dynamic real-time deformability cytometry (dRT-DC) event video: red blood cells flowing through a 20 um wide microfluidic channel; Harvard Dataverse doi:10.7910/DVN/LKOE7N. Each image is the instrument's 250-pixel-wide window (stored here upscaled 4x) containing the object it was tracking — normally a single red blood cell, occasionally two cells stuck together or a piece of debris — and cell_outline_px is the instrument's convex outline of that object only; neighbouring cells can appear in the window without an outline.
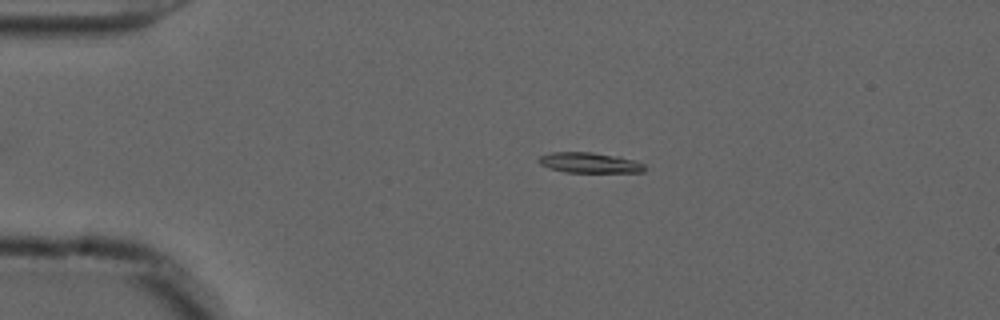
{"species": "common noctule bat (a hibernating species)", "species_latin": "Nyctalus noctula", "temperature_condition": "cold", "stored_images_in_passage": 54, "camera_frame_rate_fps": 3000, "um_per_image_px": 0.085, "animal": {"sex": "male", "forearm_length_mm": 52.5}, "frame": {"image": 1, "passage_image": 11, "time_ms": 3.333, "image_size_px": [1000, 320], "cell_outline_px": [[648, 168], [644, 172], [564, 172], [548, 168], [540, 164], [536, 160], [540, 156], [552, 152], [592, 152], [620, 156], [636, 160], [644, 164]], "centroid_in_image_um": [50.14, 13.83], "position_along_channel_um": 34.9, "area_um2": 12.83}}
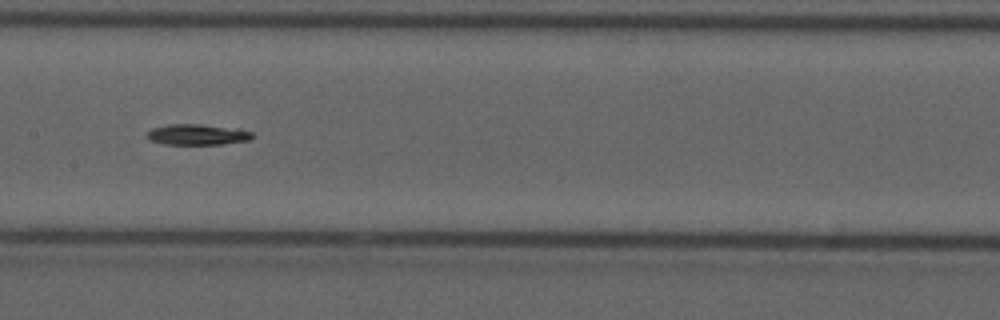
{"frame": {"image": 2, "passage_image": 27, "time_ms": 8.667, "image_size_px": [1000, 320], "cell_outline_px": [[252, 136], [248, 140], [220, 144], [164, 144], [148, 140], [144, 136], [152, 128], [168, 124], [200, 124], [240, 128], [252, 132]], "centroid_in_image_um": [16.73, 11.43], "position_along_channel_um": 190.7, "area_um2": 12.83}}
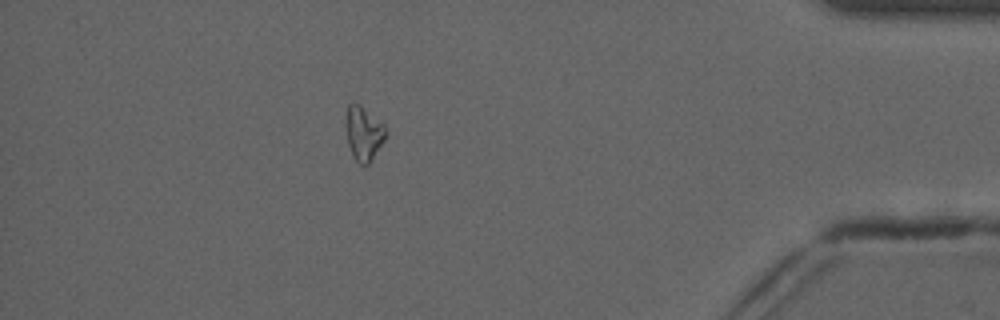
{"frame": {"image": 3, "passage_image": 48, "time_ms": 15.667, "image_size_px": [1000, 320], "cell_outline_px": [[384, 140], [368, 164], [360, 164], [352, 156], [348, 144], [344, 124], [344, 116], [348, 104], [360, 104], [384, 124]], "centroid_in_image_um": [30.84, 11.3], "position_along_channel_um": 404.4, "area_um2": 12.54}}